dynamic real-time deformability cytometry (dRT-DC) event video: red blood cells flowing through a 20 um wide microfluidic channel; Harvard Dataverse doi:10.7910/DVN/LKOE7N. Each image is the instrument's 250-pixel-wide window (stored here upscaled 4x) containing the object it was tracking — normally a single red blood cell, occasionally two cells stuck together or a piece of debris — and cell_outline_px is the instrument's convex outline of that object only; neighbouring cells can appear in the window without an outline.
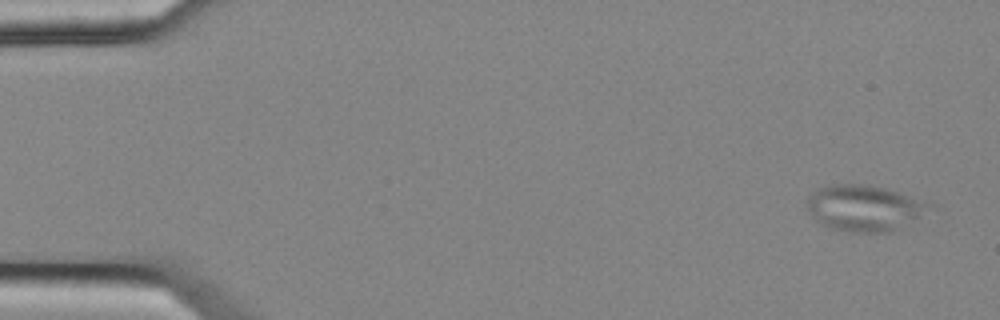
{"species": "common noctule bat (a hibernating species)", "species_latin": "Nyctalus noctula", "temperature_condition": "cold", "stored_images_in_passage": 5, "camera_frame_rate_fps": 3000, "um_per_image_px": 0.085, "animal": {"sex": "female", "body_mass_g": 25.1}, "frame": {"image": 1, "passage_image": 1, "time_ms": 0.0, "image_size_px": [1000, 320], "cell_outline_px": [[932, 204], [920, 216], [900, 228], [892, 232], [852, 232], [832, 228], [816, 220], [808, 212], [808, 196], [812, 192], [820, 188], [832, 184], [868, 184], [884, 188], [924, 200]], "centroid_in_image_um": [73.44, 17.67], "position_along_channel_um": 11.6, "area_um2": 32.43}}